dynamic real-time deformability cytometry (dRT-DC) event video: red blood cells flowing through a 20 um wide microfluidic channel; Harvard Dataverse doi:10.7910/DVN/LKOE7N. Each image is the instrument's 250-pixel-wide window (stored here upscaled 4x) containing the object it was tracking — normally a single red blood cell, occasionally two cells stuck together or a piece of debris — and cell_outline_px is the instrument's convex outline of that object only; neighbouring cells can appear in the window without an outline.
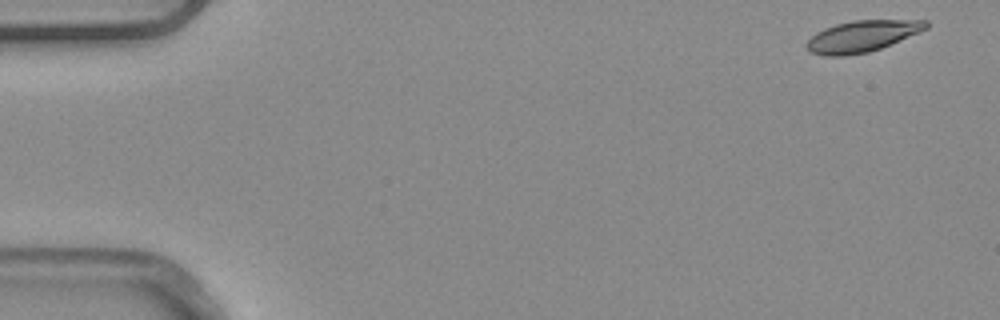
{"species": "common noctule bat (a hibernating species)", "species_latin": "Nyctalus noctula", "temperature_condition": "warm", "stored_images_in_passage": 6, "camera_frame_rate_fps": 3000, "um_per_image_px": 0.085, "animal": {"sex": "male", "body_mass_g": 20.4}, "frame": {"image": 1, "passage_image": 1, "time_ms": 0.0, "image_size_px": [1000, 320], "cell_outline_px": [[928, 28], [880, 48], [868, 52], [844, 56], [824, 56], [812, 52], [804, 48], [804, 44], [816, 32], [824, 28], [836, 24], [852, 20], [928, 20]], "centroid_in_image_um": [73.22, 3.08], "position_along_channel_um": 11.8, "area_um2": 21.73}}
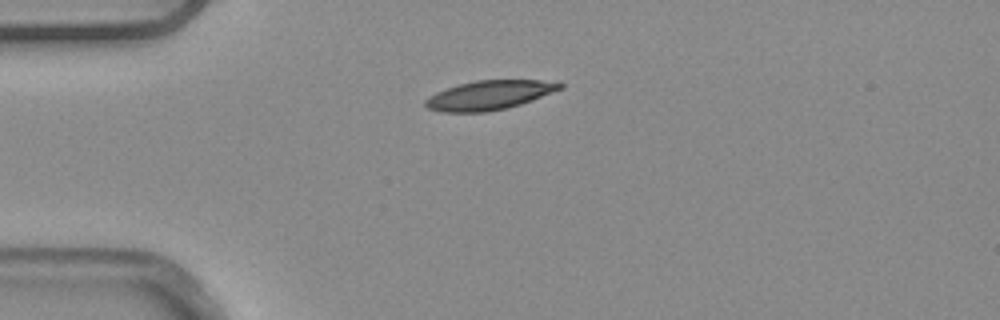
{"frame": {"image": 2, "passage_image": 4, "time_ms": 1.0, "image_size_px": [1000, 320], "cell_outline_px": [[564, 88], [532, 100], [508, 108], [484, 112], [444, 112], [428, 108], [424, 104], [424, 100], [428, 96], [436, 92], [460, 84], [476, 80], [540, 80], [564, 84]], "centroid_in_image_um": [41.58, 8.09], "position_along_channel_um": 43.4, "area_um2": 22.77}}
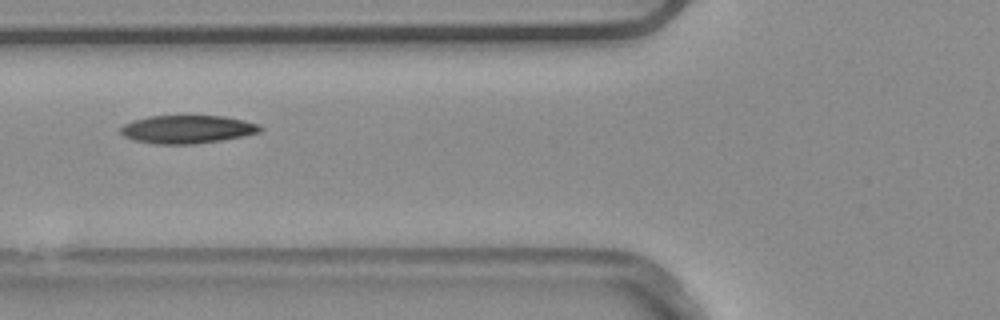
{"frame": {"image": 3, "passage_image": 6, "time_ms": 1.667, "image_size_px": [1000, 320], "cell_outline_px": [[264, 128], [260, 132], [220, 140], [192, 144], [160, 144], [136, 140], [124, 136], [120, 132], [120, 128], [124, 124], [132, 120], [148, 116], [224, 116], [244, 120], [260, 124]], "centroid_in_image_um": [15.93, 10.98], "position_along_channel_um": 109.9, "area_um2": 22.72}}